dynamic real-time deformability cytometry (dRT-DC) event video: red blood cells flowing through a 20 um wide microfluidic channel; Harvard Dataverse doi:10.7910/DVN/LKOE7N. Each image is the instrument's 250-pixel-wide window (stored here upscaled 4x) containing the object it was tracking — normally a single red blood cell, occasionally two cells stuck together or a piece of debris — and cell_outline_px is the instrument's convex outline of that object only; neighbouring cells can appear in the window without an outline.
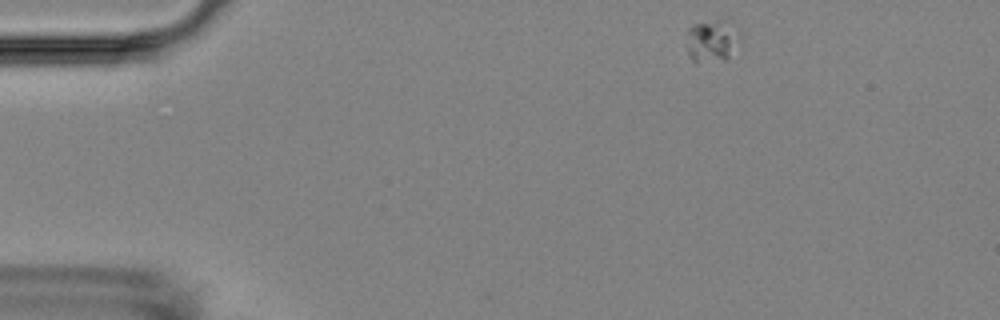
{"species": "Egyptian fruit bat (a non-hibernating species)", "species_latin": "Rousettus aegyptiacus", "temperature_condition": "room temperature", "stored_images_in_passage": 4, "camera_frame_rate_fps": 3000, "um_per_image_px": 0.085, "animal": {"sex": "female"}, "frame": {"image": 1, "passage_image": 1, "time_ms": 0.0, "image_size_px": [1000, 320], "cell_outline_px": [[740, 40], [728, 60], [692, 60], [688, 52], [688, 28], [692, 24], [716, 20], [720, 20], [740, 28]], "centroid_in_image_um": [60.57, 3.44], "position_along_channel_um": 24.4, "area_um2": 12.95}}